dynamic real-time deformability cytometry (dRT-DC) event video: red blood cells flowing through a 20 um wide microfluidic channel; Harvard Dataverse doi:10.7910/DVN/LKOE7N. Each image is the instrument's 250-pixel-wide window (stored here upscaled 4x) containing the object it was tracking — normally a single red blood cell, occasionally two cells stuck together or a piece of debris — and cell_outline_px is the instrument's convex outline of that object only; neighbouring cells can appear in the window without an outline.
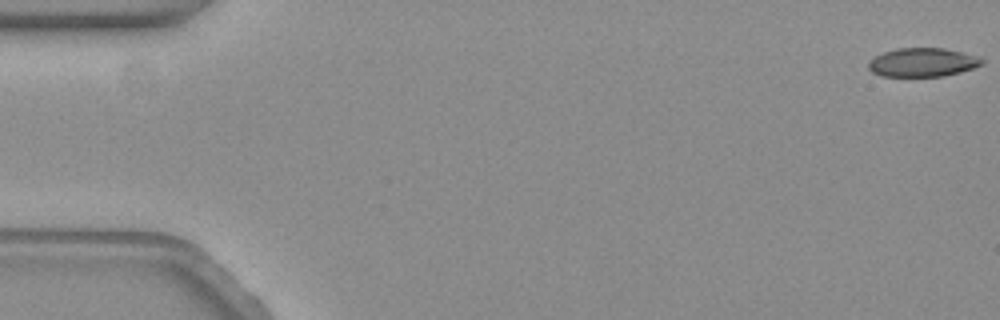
{"species": "common noctule bat (a hibernating species)", "species_latin": "Nyctalus noctula", "temperature_condition": "warm", "stored_images_in_passage": 60, "camera_frame_rate_fps": 3000, "um_per_image_px": 0.085, "animal": {"sex": "female", "body_mass_g": 19.3, "forearm_length_mm": 54.1}, "frame": {"image": 1, "passage_image": 1, "time_ms": 0.0, "image_size_px": [1000, 320], "cell_outline_px": [[984, 60], [980, 64], [972, 68], [960, 72], [944, 76], [880, 76], [872, 72], [868, 68], [868, 60], [884, 52], [896, 48], [944, 48], [976, 56]], "centroid_in_image_um": [78.36, 5.3], "position_along_channel_um": 6.6, "area_um2": 18.84}}
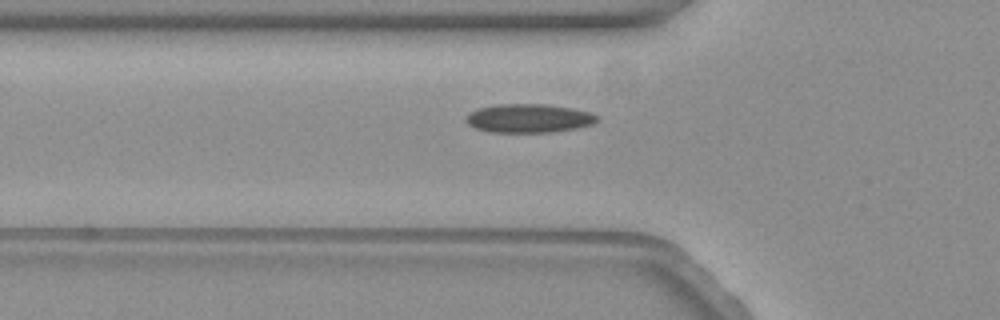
{"frame": {"image": 2, "passage_image": 22, "time_ms": 7.0, "image_size_px": [1000, 320], "cell_outline_px": [[600, 120], [592, 124], [576, 128], [552, 132], [488, 132], [476, 128], [468, 124], [464, 120], [468, 112], [480, 108], [496, 104], [544, 104], [572, 108], [588, 112], [600, 116]], "centroid_in_image_um": [44.94, 10.05], "position_along_channel_um": 80.9, "area_um2": 22.02}}
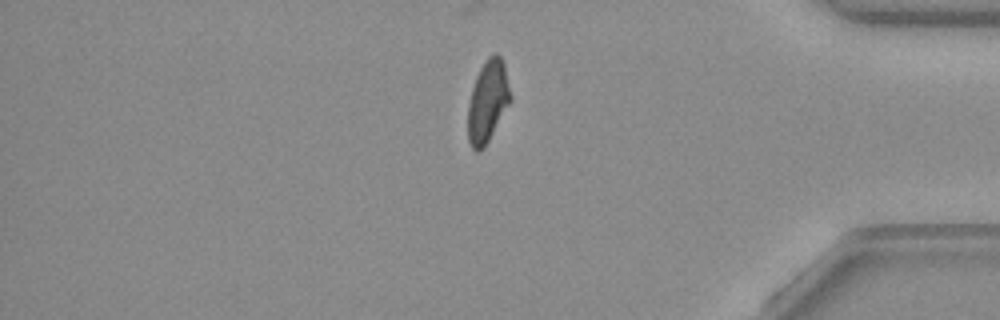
{"frame": {"image": 3, "passage_image": 52, "time_ms": 17.0, "image_size_px": [1000, 320], "cell_outline_px": [[512, 100], [484, 148], [476, 152], [472, 148], [468, 140], [468, 104], [472, 88], [476, 76], [484, 60], [488, 56], [496, 52], [500, 56], [504, 64], [512, 96]], "centroid_in_image_um": [41.46, 8.6], "position_along_channel_um": 393.7, "area_um2": 20.46}, "authors_computed_cell_mechanics": {"area_um2": 20.7213, "velocity_mm_per_s": 3.4293, "shape_relaxation_time_tau1_ms": null, "shape_relaxation_time_tau2_ms": 4.7711, "deformation_change_tau1": null, "deformation_change_tau2": 0.0843}}